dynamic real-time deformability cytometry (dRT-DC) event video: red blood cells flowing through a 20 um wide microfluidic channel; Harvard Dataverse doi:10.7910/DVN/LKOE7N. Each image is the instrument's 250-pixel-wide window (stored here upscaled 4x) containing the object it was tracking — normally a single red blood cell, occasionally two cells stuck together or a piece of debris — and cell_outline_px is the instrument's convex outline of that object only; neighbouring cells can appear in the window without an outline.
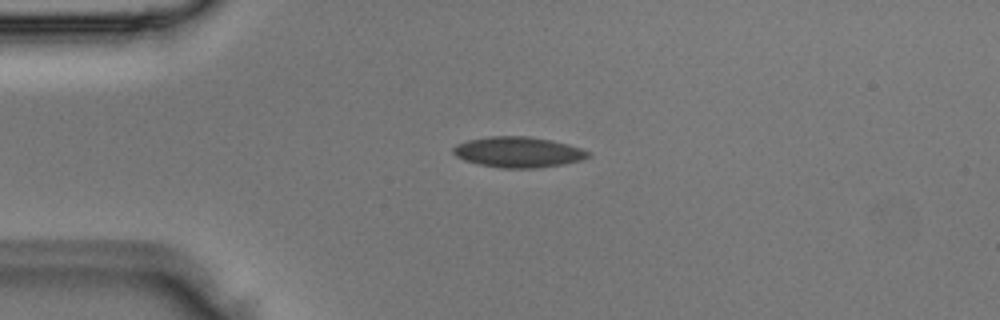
{"species": "Egyptian fruit bat (a non-hibernating species)", "species_latin": "Rousettus aegyptiacus", "temperature_condition": "room temperature", "stored_images_in_passage": 2, "camera_frame_rate_fps": 3000, "um_per_image_px": 0.085, "animal": {"sex": "male"}, "frame": {"image": 1, "passage_image": 2, "time_ms": 0.333, "image_size_px": [1000, 320], "cell_outline_px": [[592, 152], [588, 156], [580, 160], [564, 164], [536, 168], [500, 168], [480, 164], [464, 160], [456, 156], [452, 152], [452, 148], [456, 144], [468, 140], [488, 136], [528, 136], [552, 140], [568, 144]], "centroid_in_image_um": [44.03, 12.92], "position_along_channel_um": 41.0, "area_um2": 24.1}}